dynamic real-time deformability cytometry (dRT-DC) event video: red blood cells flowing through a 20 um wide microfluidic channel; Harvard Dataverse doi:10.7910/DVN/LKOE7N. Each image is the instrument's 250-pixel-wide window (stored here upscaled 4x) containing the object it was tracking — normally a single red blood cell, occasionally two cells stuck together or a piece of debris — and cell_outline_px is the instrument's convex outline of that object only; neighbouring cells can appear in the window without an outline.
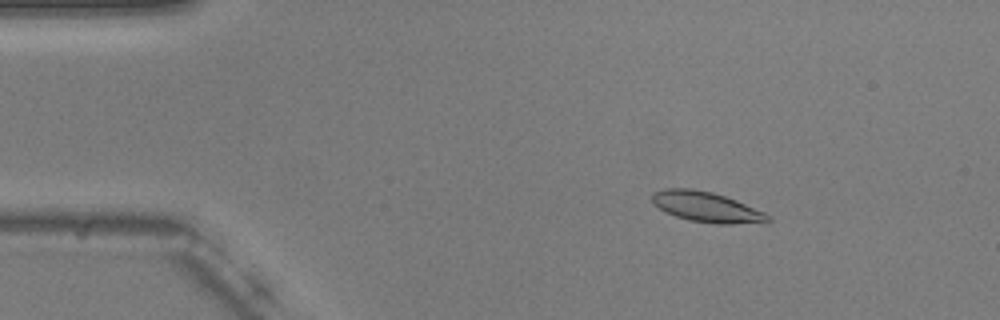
{"species": "common noctule bat (a hibernating species)", "species_latin": "Nyctalus noctula", "temperature_condition": "warm", "stored_images_in_passage": 55, "camera_frame_rate_fps": 3000, "um_per_image_px": 0.085, "animal": {"sex": "male", "body_mass_g": 20.5, "forearm_length_mm": 52.5}, "frame": {"image": 1, "passage_image": 9, "time_ms": 2.667, "image_size_px": [1000, 320], "cell_outline_px": [[772, 220], [768, 224], [716, 224], [688, 220], [676, 216], [652, 204], [652, 192], [664, 188], [692, 188], [712, 192], [736, 200], [764, 212], [772, 216]], "centroid_in_image_um": [60.12, 17.61], "position_along_channel_um": 24.9, "area_um2": 20.81}}
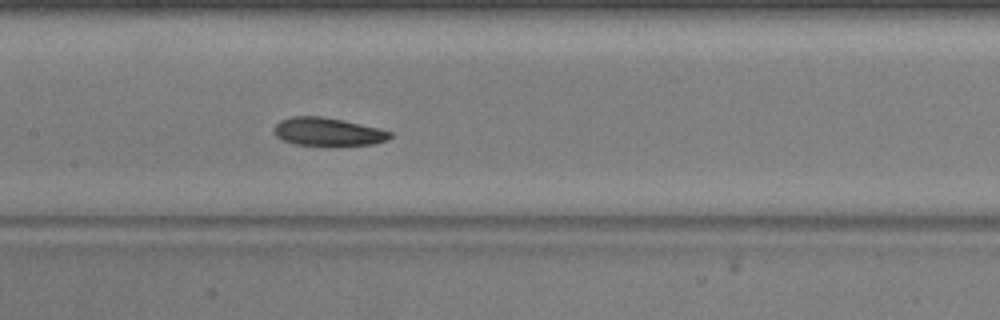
{"frame": {"image": 2, "passage_image": 27, "time_ms": 8.667, "image_size_px": [1000, 320], "cell_outline_px": [[392, 136], [388, 140], [372, 144], [324, 148], [296, 144], [284, 140], [276, 136], [272, 128], [280, 120], [292, 116], [320, 116], [344, 120], [380, 128], [392, 132]], "centroid_in_image_um": [27.88, 11.23], "position_along_channel_um": 179.5, "area_um2": 19.83}}
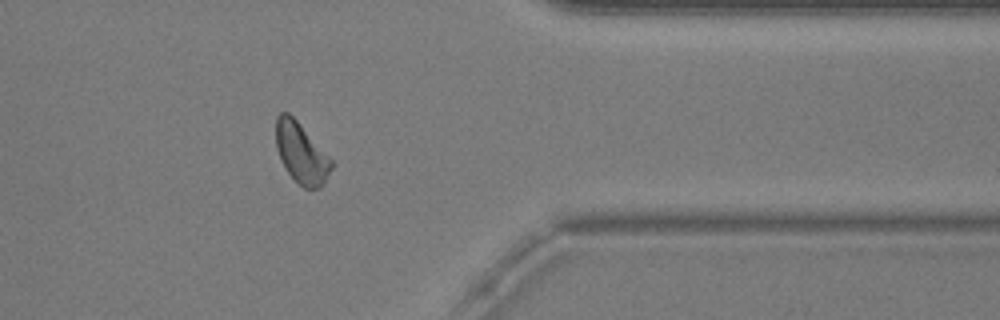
{"frame": {"image": 3, "passage_image": 45, "time_ms": 14.667, "image_size_px": [1000, 320], "cell_outline_px": [[332, 168], [324, 184], [320, 188], [304, 188], [288, 172], [280, 160], [276, 144], [276, 116], [280, 112], [288, 112], [296, 120], [332, 160]], "centroid_in_image_um": [25.59, 13.01], "position_along_channel_um": 385.8, "area_um2": 19.19}, "authors_computed_cell_mechanics": {"area_um2": 19.652, "velocity_mm_per_s": 3.6914, "shape_relaxation_time_tau1_ms": 6.3519, "shape_relaxation_time_tau2_ms": 2.3458, "deformation_change_tau1": 0.151, "deformation_change_tau2": 0.0857}}